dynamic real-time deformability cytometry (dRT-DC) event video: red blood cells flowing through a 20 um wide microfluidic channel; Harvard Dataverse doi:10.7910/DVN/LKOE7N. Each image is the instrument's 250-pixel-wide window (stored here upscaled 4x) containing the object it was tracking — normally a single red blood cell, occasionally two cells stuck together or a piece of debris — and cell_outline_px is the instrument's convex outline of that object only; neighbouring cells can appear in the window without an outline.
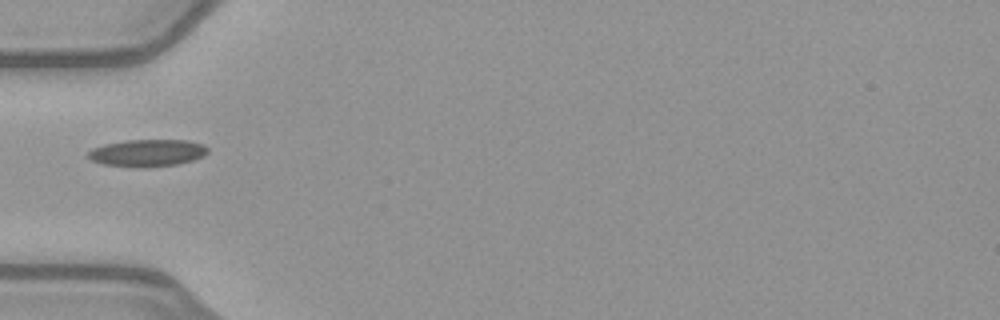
{"species": "common noctule bat (a hibernating species)", "species_latin": "Nyctalus noctula", "temperature_condition": "warm", "stored_images_in_passage": 31, "camera_frame_rate_fps": 3000, "um_per_image_px": 0.085, "animal": {"sex": "female", "body_mass_g": 21.9}, "frame": {"image": 1, "passage_image": 1, "time_ms": 0.0, "image_size_px": [1000, 320], "cell_outline_px": [[208, 152], [204, 156], [192, 160], [176, 164], [148, 168], [132, 168], [100, 164], [84, 156], [92, 148], [104, 144], [128, 140], [188, 140], [204, 144], [208, 148]], "centroid_in_image_um": [12.49, 13.01], "position_along_channel_um": 72.5, "area_um2": 19.36}}
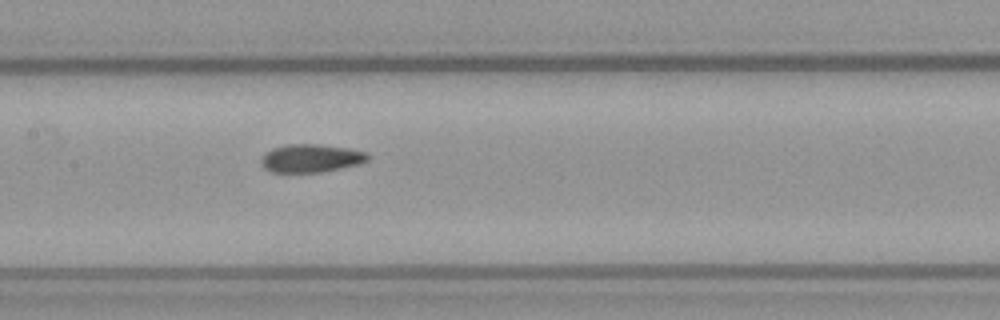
{"frame": {"image": 2, "passage_image": 9, "time_ms": 2.667, "image_size_px": [1000, 320], "cell_outline_px": [[368, 160], [360, 164], [324, 172], [272, 172], [264, 168], [260, 160], [264, 152], [272, 148], [284, 144], [320, 144], [348, 148], [368, 152]], "centroid_in_image_um": [26.43, 13.44], "position_along_channel_um": 181.0, "area_um2": 17.74}}
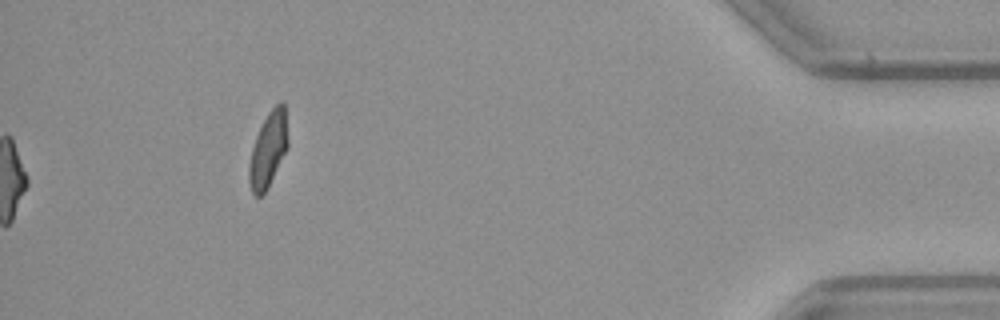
{"frame": {"image": 3, "passage_image": 31, "time_ms": 10.0, "image_size_px": [1000, 320], "cell_outline_px": [[288, 148], [268, 188], [260, 196], [256, 196], [252, 192], [248, 180], [248, 164], [252, 148], [256, 136], [268, 112], [280, 100], [284, 104], [288, 140]], "centroid_in_image_um": [22.79, 12.74], "position_along_channel_um": 412.4, "area_um2": 16.99}}